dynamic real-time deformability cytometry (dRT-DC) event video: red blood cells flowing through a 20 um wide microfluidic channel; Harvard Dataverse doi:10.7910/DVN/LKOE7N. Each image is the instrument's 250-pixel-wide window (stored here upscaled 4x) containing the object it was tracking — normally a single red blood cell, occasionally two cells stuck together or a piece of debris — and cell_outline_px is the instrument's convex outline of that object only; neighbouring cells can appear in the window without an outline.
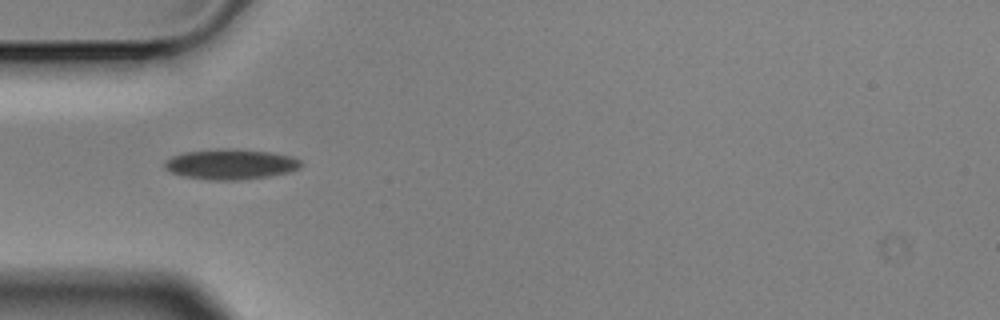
{"species": "Egyptian fruit bat (a non-hibernating species)", "species_latin": "Rousettus aegyptiacus", "temperature_condition": "cold", "stored_images_in_passage": 3, "camera_frame_rate_fps": 3000, "um_per_image_px": 0.085, "animal": {"sex": "male"}, "frame": {"image": 1, "passage_image": 1, "time_ms": 0.0, "image_size_px": [1000, 320], "cell_outline_px": [[304, 164], [300, 168], [288, 172], [268, 176], [236, 180], [212, 180], [184, 176], [172, 172], [164, 168], [164, 164], [172, 156], [184, 152], [216, 148], [220, 148], [272, 152], [292, 156], [300, 160]], "centroid_in_image_um": [19.63, 13.95], "position_along_channel_um": 65.4, "area_um2": 23.99}}
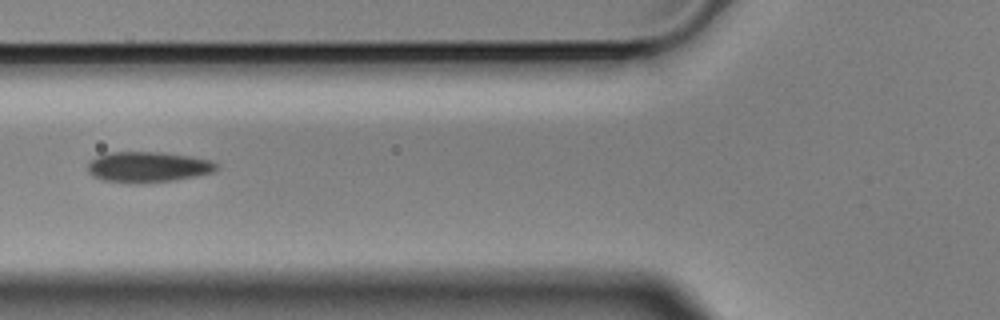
{"frame": {"image": 2, "passage_image": 2, "time_ms": 0.333, "image_size_px": [1000, 320], "cell_outline_px": [[216, 168], [212, 172], [196, 176], [172, 180], [136, 184], [100, 180], [92, 176], [88, 172], [88, 160], [96, 156], [108, 152], [160, 152], [192, 156], [208, 160], [216, 164]], "centroid_in_image_um": [12.48, 14.19], "position_along_channel_um": 113.3, "area_um2": 23.06}}
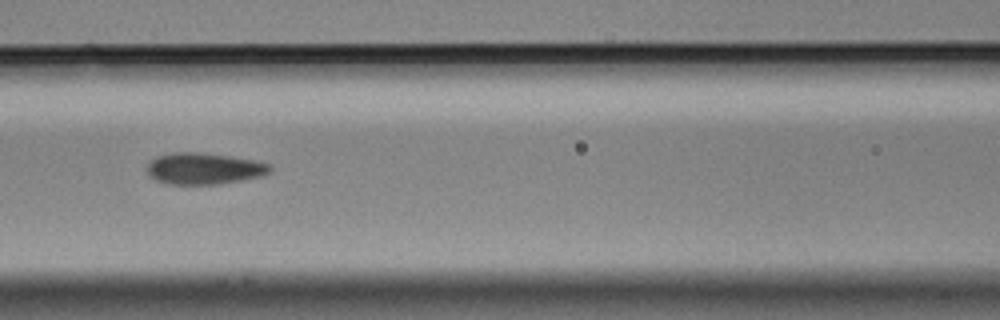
{"frame": {"image": 3, "passage_image": 3, "time_ms": 0.667, "image_size_px": [1000, 320], "cell_outline_px": [[272, 172], [264, 176], [216, 184], [168, 184], [156, 180], [148, 176], [144, 168], [148, 160], [156, 156], [172, 152], [196, 152], [228, 156], [256, 160], [272, 164]], "centroid_in_image_um": [17.3, 14.32], "position_along_channel_um": 149.3, "area_um2": 23.0}}